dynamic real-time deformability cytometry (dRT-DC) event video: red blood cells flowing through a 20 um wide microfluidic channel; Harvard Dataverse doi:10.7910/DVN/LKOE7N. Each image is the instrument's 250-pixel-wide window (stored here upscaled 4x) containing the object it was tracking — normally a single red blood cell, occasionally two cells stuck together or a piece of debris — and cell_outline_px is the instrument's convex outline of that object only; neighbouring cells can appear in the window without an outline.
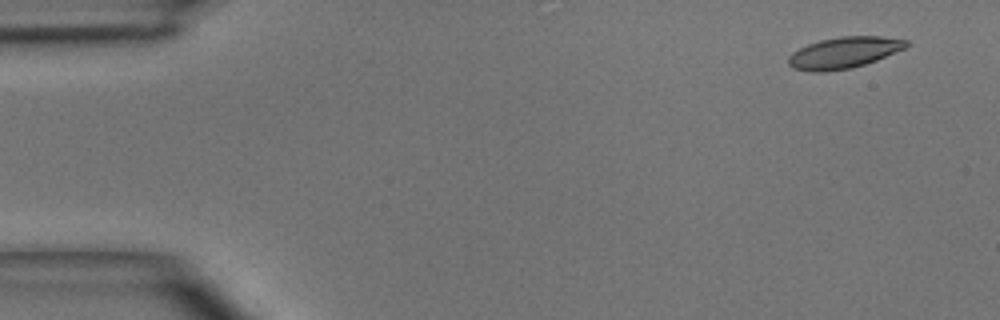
{"species": "common noctule bat (a hibernating species)", "species_latin": "Nyctalus noctula", "temperature_condition": "room temperature", "stored_images_in_passage": 4, "camera_frame_rate_fps": 3000, "um_per_image_px": 0.085, "animal": {"sex": "male", "body_mass_g": 15.6}, "frame": {"image": 1, "passage_image": 1, "time_ms": 0.0, "image_size_px": [1000, 320], "cell_outline_px": [[908, 44], [904, 48], [876, 60], [852, 68], [824, 72], [812, 72], [792, 68], [788, 64], [788, 56], [792, 52], [808, 44], [820, 40], [840, 36], [880, 36], [908, 40]], "centroid_in_image_um": [71.69, 4.48], "position_along_channel_um": 13.3, "area_um2": 21.44}}
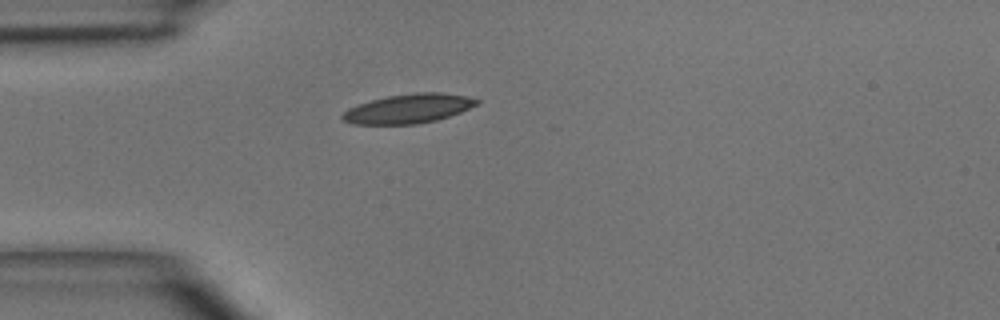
{"frame": {"image": 2, "passage_image": 4, "time_ms": 3.333, "image_size_px": [1000, 320], "cell_outline_px": [[480, 100], [476, 104], [460, 112], [436, 120], [416, 124], [352, 124], [344, 120], [340, 116], [348, 108], [356, 104], [388, 96], [416, 92], [440, 92], [464, 96]], "centroid_in_image_um": [34.67, 9.23], "position_along_channel_um": 50.3, "area_um2": 22.66}}